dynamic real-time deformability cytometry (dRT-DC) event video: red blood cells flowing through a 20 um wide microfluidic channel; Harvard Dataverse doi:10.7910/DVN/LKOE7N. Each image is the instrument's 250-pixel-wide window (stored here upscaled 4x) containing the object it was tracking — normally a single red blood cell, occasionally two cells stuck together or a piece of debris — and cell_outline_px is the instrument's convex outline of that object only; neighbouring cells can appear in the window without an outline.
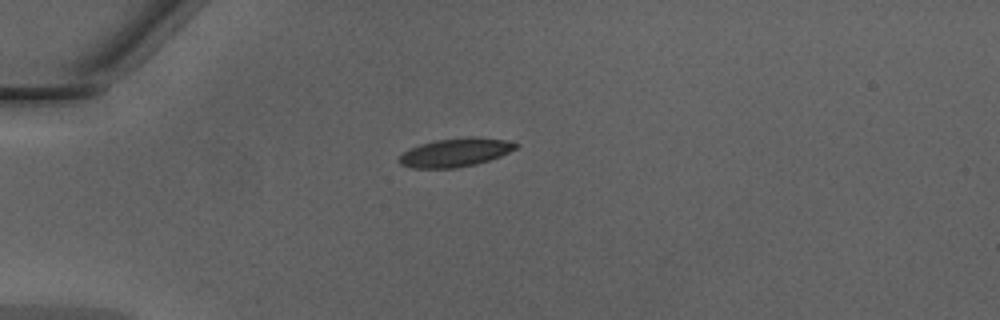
{"species": "Egyptian fruit bat (a non-hibernating species)", "species_latin": "Rousettus aegyptiacus", "temperature_condition": "warm", "stored_images_in_passage": 36, "camera_frame_rate_fps": 3000, "um_per_image_px": 0.085, "animal": {"sex": "male"}, "frame": {"image": 1, "passage_image": 1, "time_ms": 0.0, "image_size_px": [1000, 320], "cell_outline_px": [[520, 144], [516, 148], [500, 156], [476, 164], [456, 168], [412, 168], [400, 164], [396, 160], [408, 148], [432, 140], [472, 136], [508, 140]], "centroid_in_image_um": [38.68, 12.95], "position_along_channel_um": 46.3, "area_um2": 19.59}}
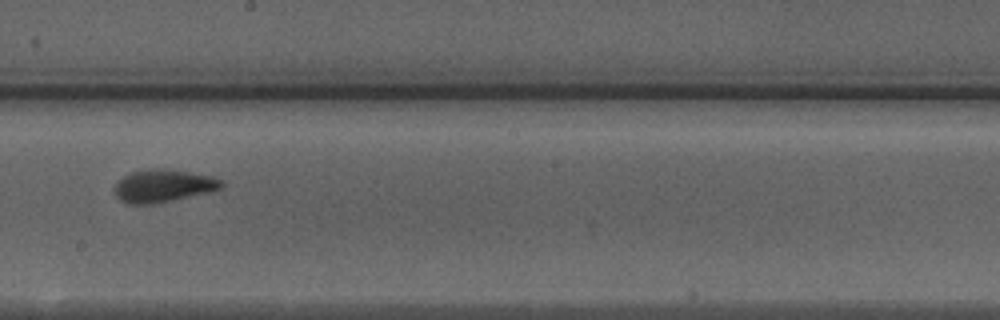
{"frame": {"image": 2, "passage_image": 16, "time_ms": 5.0, "image_size_px": [1000, 320], "cell_outline_px": [[224, 184], [220, 188], [208, 192], [152, 204], [128, 204], [120, 200], [116, 196], [116, 184], [124, 176], [132, 172], [152, 168], [164, 168], [212, 176], [220, 180]], "centroid_in_image_um": [13.86, 15.79], "position_along_channel_um": 234.3, "area_um2": 19.94}}
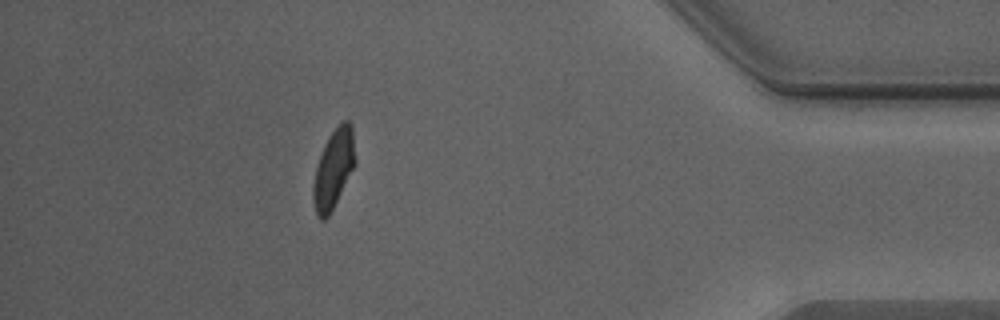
{"frame": {"image": 3, "passage_image": 31, "time_ms": 10.0, "image_size_px": [1000, 320], "cell_outline_px": [[356, 164], [328, 216], [324, 220], [320, 220], [316, 216], [312, 200], [312, 188], [316, 168], [324, 144], [328, 136], [344, 120], [348, 120], [352, 124], [356, 160]], "centroid_in_image_um": [28.35, 14.36], "position_along_channel_um": 406.9, "area_um2": 19.31}, "authors_computed_cell_mechanics": {"area_um2": 19.4786, "velocity_mm_per_s": 4.2981, "shape_relaxation_time_tau1_ms": 3.41, "shape_relaxation_time_tau2_ms": 0.7825, "deformation_change_tau1": 0.1286, "deformation_change_tau2": 0.0455}}